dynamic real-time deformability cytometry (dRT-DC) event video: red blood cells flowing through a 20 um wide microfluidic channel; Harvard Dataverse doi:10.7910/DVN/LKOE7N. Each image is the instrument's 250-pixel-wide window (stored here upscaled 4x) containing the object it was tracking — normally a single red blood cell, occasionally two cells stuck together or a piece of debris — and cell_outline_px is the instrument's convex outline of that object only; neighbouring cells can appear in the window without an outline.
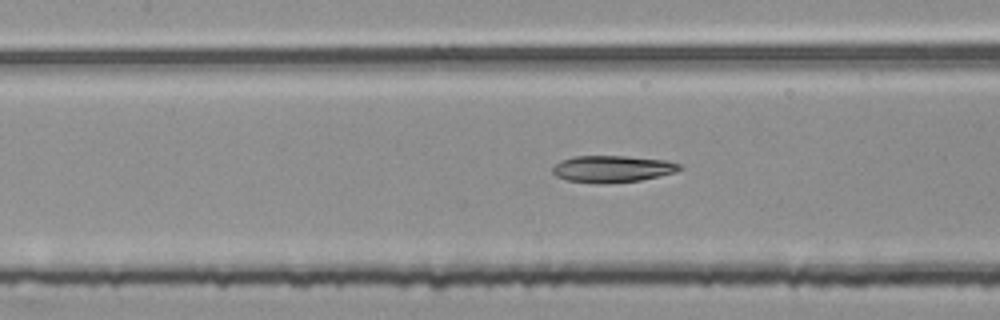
{"species": "common noctule bat (a hibernating species)", "species_latin": "Nyctalus noctula", "temperature_condition": "room temperature", "stored_images_in_passage": 54, "segment_of_instrument_passage": [2, 2], "camera_frame_rate_fps": 3000, "um_per_image_px": 0.085, "animal": {"sex": "female", "body_mass_g": 25.1}, "frame": {"image": 1, "passage_image": 24, "time_ms": 7.667, "image_size_px": [1000, 320], "cell_outline_px": [[684, 168], [676, 172], [660, 176], [640, 180], [604, 184], [596, 184], [568, 180], [556, 176], [552, 172], [552, 168], [560, 160], [572, 156], [628, 156], [668, 160], [680, 164]], "centroid_in_image_um": [52.07, 14.35], "position_along_channel_um": 155.3, "area_um2": 20.11}}
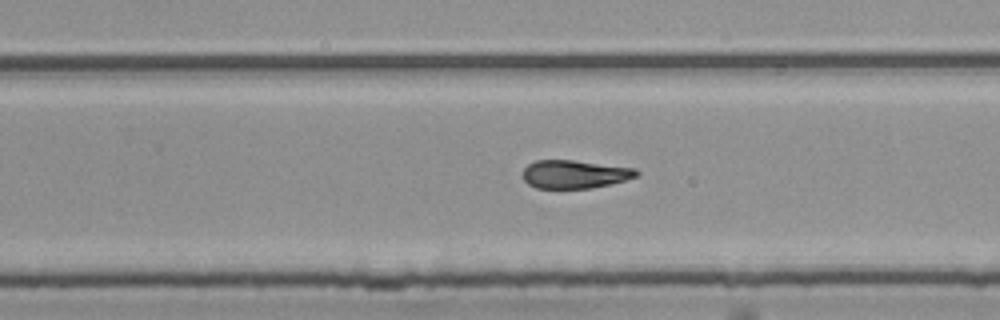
{"frame": {"image": 2, "passage_image": 34, "time_ms": 11.0, "image_size_px": [1000, 320], "cell_outline_px": [[640, 172], [636, 176], [624, 180], [592, 188], [536, 188], [528, 184], [524, 180], [524, 168], [528, 164], [536, 160], [572, 160], [636, 168]], "centroid_in_image_um": [48.83, 14.8], "position_along_channel_um": 281.0, "area_um2": 18.55}}
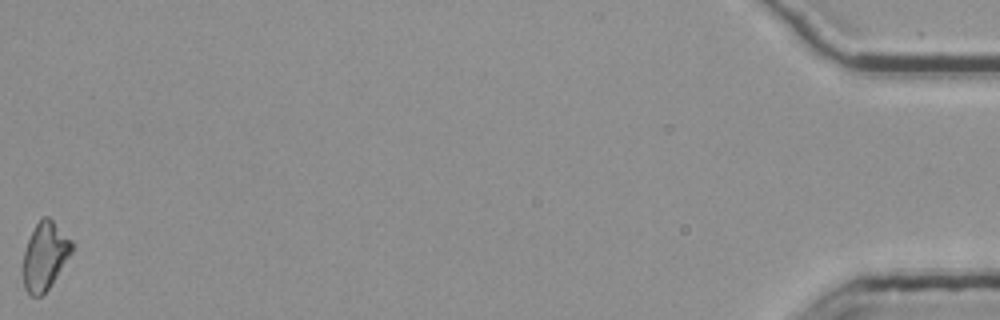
{"frame": {"image": 3, "passage_image": 54, "time_ms": 17.667, "image_size_px": [1000, 320], "cell_outline_px": [[72, 252], [48, 288], [40, 296], [32, 296], [24, 288], [20, 272], [20, 268], [24, 252], [28, 240], [36, 224], [44, 216], [48, 216], [72, 240]], "centroid_in_image_um": [3.76, 21.78], "position_along_channel_um": 431.4, "area_um2": 19.25}}